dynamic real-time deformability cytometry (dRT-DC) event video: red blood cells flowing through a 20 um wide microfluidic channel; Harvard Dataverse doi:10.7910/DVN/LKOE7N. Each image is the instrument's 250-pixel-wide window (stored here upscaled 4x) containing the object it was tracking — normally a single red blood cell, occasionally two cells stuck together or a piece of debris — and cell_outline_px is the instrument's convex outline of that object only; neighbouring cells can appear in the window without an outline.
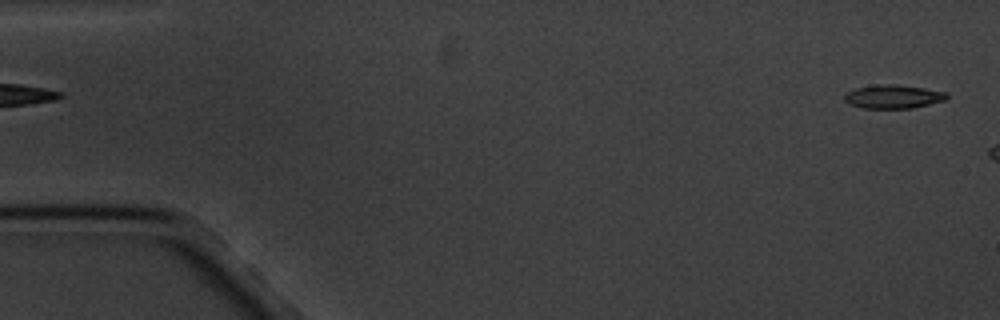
{"species": "common noctule bat (a hibernating species)", "species_latin": "Nyctalus noctula", "temperature_condition": "cold", "stored_images_in_passage": 2, "segment_of_instrument_passage": [2, 2], "camera_frame_rate_fps": 3000, "um_per_image_px": 0.085, "animal": {"sex": "male", "body_mass_g": 20.1, "forearm_length_mm": 53.5}, "frame": {"image": 1, "passage_image": 2, "time_ms": 1.0, "image_size_px": [1000, 320], "cell_outline_px": [[948, 96], [944, 100], [912, 108], [864, 108], [848, 104], [844, 100], [844, 96], [848, 92], [856, 88], [876, 84], [896, 84], [924, 88], [944, 92]], "centroid_in_image_um": [75.87, 8.21], "position_along_channel_um": 9.1, "area_um2": 13.93}}